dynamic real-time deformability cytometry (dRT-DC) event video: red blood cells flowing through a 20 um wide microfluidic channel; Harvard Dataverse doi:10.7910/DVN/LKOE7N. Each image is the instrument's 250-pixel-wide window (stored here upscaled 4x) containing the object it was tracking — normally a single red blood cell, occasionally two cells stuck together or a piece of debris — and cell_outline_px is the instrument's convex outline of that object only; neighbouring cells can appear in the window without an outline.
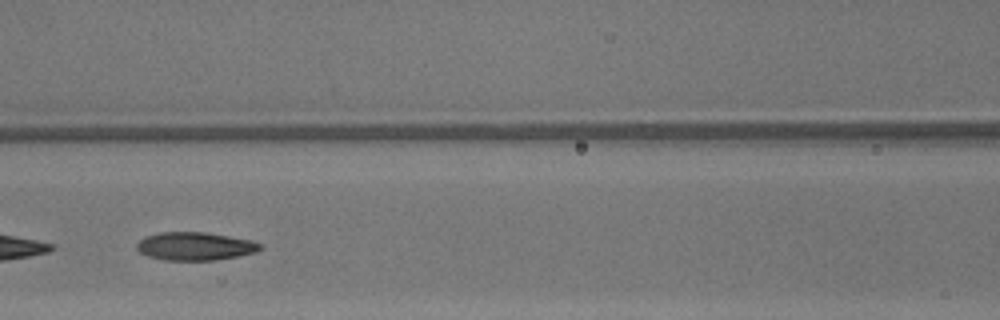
{"species": "common noctule bat (a hibernating species)", "species_latin": "Nyctalus noctula", "temperature_condition": "warm", "stored_images_in_passage": 40, "camera_frame_rate_fps": 3000, "um_per_image_px": 0.085, "animal": {"sex": "male", "body_mass_g": 13.3}, "frame": {"image": 1, "passage_image": 23, "time_ms": 7.333, "image_size_px": [1000, 320], "cell_outline_px": [[264, 248], [256, 252], [236, 256], [212, 260], [164, 260], [148, 256], [140, 252], [136, 248], [136, 244], [144, 236], [160, 232], [208, 232], [252, 240], [264, 244]], "centroid_in_image_um": [16.6, 20.92], "position_along_channel_um": 150.0, "area_um2": 20.4}}
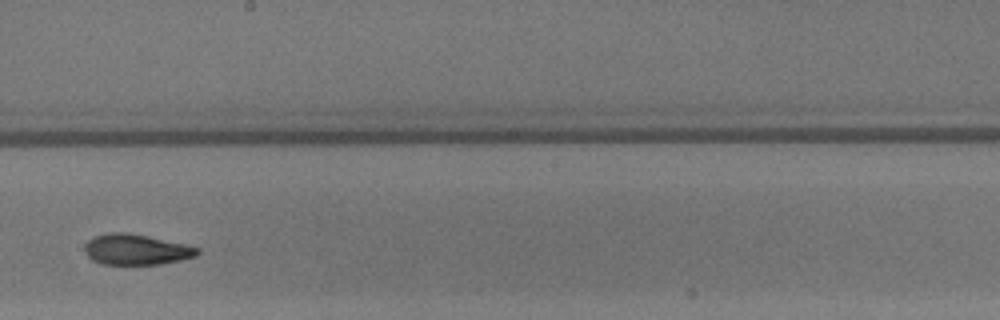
{"frame": {"image": 2, "passage_image": 29, "time_ms": 9.333, "image_size_px": [1000, 320], "cell_outline_px": [[200, 252], [196, 256], [180, 260], [160, 264], [104, 264], [92, 260], [84, 252], [84, 244], [88, 240], [96, 236], [108, 232], [124, 232], [148, 236], [184, 244], [200, 248]], "centroid_in_image_um": [11.56, 21.21], "position_along_channel_um": 236.6, "area_um2": 20.06}}
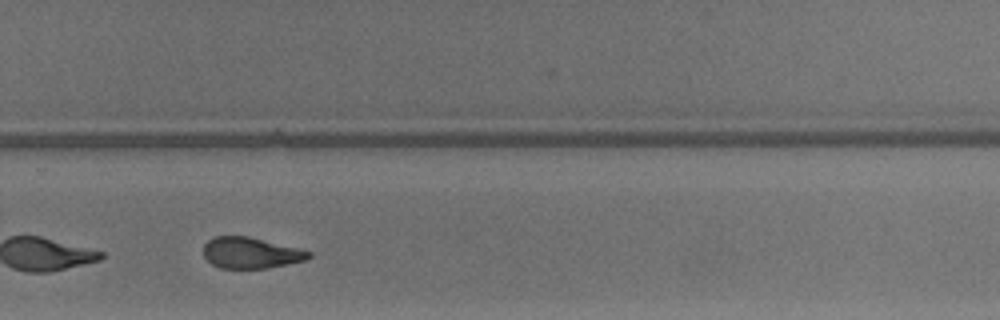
{"frame": {"image": 3, "passage_image": 34, "time_ms": 11.0, "image_size_px": [1000, 320], "cell_outline_px": [[312, 256], [304, 260], [288, 264], [268, 268], [220, 268], [212, 264], [204, 256], [204, 244], [208, 240], [216, 236], [248, 236], [300, 248], [312, 252]], "centroid_in_image_um": [21.33, 21.49], "position_along_channel_um": 308.5, "area_um2": 19.07}, "authors_computed_cell_mechanics": {"area_um2": 21.097, "velocity_mm_per_s": 4.3437, "shape_relaxation_time_tau1_ms": 4.2451, "shape_relaxation_time_tau2_ms": 2.4067, "deformation_change_tau1": 0.1835, "deformation_change_tau2": 0.1102}}